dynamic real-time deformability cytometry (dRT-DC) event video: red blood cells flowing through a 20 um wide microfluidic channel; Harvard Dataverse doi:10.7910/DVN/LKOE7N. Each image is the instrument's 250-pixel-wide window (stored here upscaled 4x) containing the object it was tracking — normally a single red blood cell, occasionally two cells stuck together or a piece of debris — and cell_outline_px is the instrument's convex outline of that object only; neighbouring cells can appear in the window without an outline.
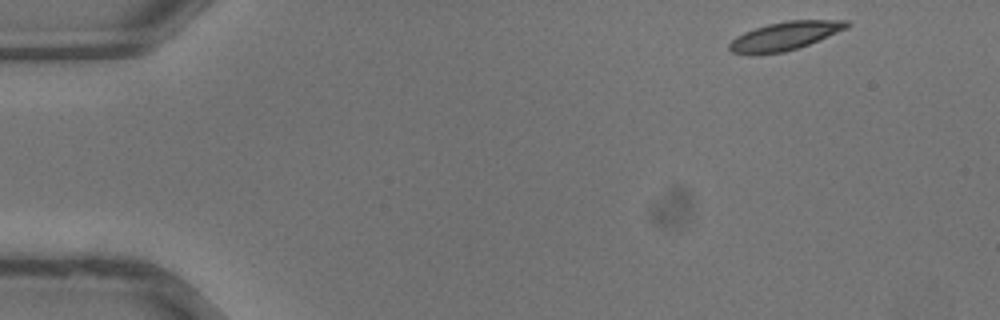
{"species": "common noctule bat (a hibernating species)", "species_latin": "Nyctalus noctula", "temperature_condition": "warm", "stored_images_in_passage": 28, "camera_frame_rate_fps": 3000, "um_per_image_px": 0.085, "animal": {"sex": "male", "body_mass_g": 13.3}, "frame": {"image": 1, "passage_image": 1, "time_ms": 0.0, "image_size_px": [1000, 320], "cell_outline_px": [[852, 24], [848, 28], [808, 44], [784, 52], [752, 56], [732, 52], [728, 48], [728, 44], [736, 36], [744, 32], [768, 24], [788, 20], [848, 20]], "centroid_in_image_um": [66.69, 3.07], "position_along_channel_um": 18.3, "area_um2": 19.59}}
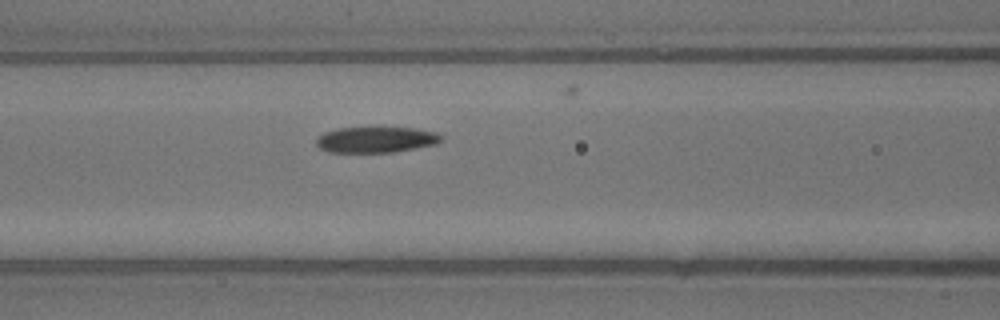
{"frame": {"image": 2, "passage_image": 13, "time_ms": 4.0, "image_size_px": [1000, 320], "cell_outline_px": [[444, 140], [436, 144], [396, 152], [328, 152], [320, 148], [316, 144], [316, 136], [324, 132], [340, 128], [416, 128], [436, 132], [444, 136]], "centroid_in_image_um": [31.99, 11.87], "position_along_channel_um": 134.6, "area_um2": 18.96}}
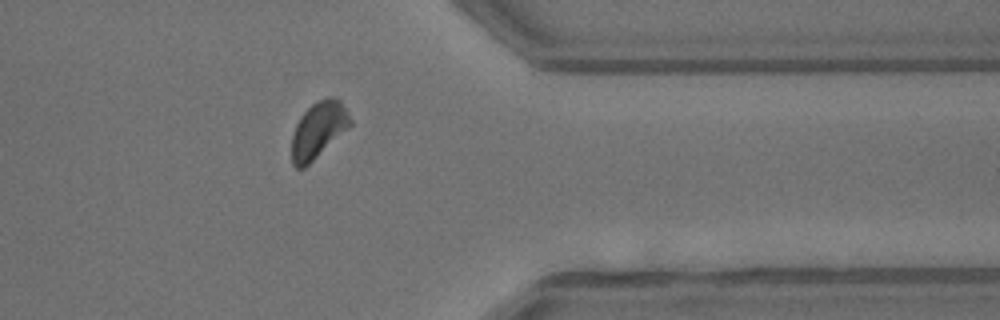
{"frame": {"image": 3, "passage_image": 27, "time_ms": 8.667, "image_size_px": [1000, 320], "cell_outline_px": [[352, 124], [348, 128], [304, 168], [296, 168], [292, 164], [292, 136], [296, 124], [300, 116], [312, 104], [328, 96], [332, 96], [340, 100], [352, 120]], "centroid_in_image_um": [27.05, 11.03], "position_along_channel_um": 384.3, "area_um2": 18.9}}